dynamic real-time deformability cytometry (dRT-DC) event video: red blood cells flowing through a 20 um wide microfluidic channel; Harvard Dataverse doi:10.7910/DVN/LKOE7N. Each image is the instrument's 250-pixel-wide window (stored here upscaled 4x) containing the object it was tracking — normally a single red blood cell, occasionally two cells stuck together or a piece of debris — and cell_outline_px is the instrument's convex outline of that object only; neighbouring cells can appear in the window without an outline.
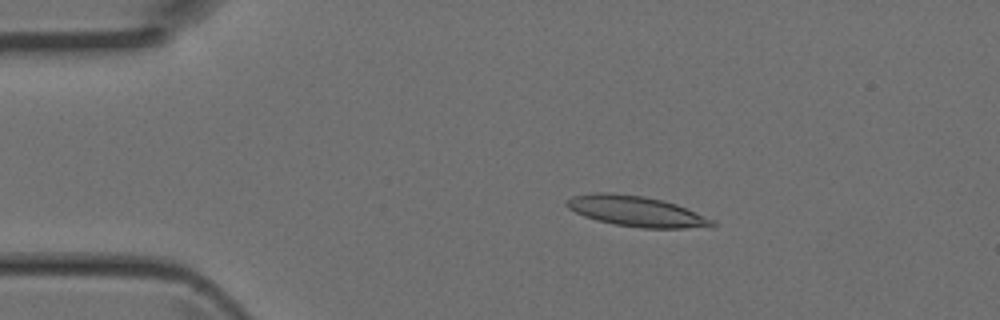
{"species": "Egyptian fruit bat (a non-hibernating species)", "species_latin": "Rousettus aegyptiacus", "temperature_condition": "room temperature", "stored_images_in_passage": 3, "camera_frame_rate_fps": 3000, "um_per_image_px": 0.085, "animal": {"sex": "female"}, "frame": {"image": 1, "passage_image": 2, "time_ms": 0.333, "image_size_px": [1000, 320], "cell_outline_px": [[716, 224], [712, 228], [640, 228], [612, 224], [596, 220], [584, 216], [568, 208], [564, 204], [572, 196], [592, 192], [612, 192], [644, 196], [664, 200], [676, 204], [712, 220]], "centroid_in_image_um": [54.06, 17.96], "position_along_channel_um": 30.9, "area_um2": 26.01}}